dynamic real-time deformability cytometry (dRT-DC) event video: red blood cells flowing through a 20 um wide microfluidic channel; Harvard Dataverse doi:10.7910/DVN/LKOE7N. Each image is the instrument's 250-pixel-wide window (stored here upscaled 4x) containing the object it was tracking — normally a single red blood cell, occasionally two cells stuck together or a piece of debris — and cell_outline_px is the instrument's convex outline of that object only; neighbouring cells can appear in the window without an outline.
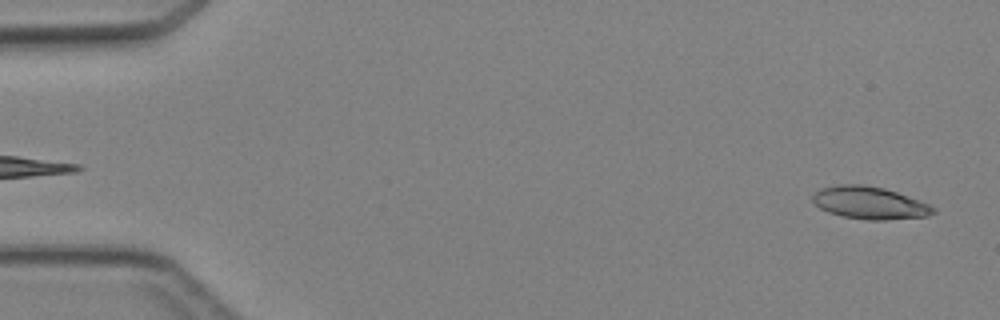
{"species": "Egyptian fruit bat (a non-hibernating species)", "species_latin": "Rousettus aegyptiacus", "temperature_condition": "cold", "stored_images_in_passage": 45, "camera_frame_rate_fps": 3000, "um_per_image_px": 0.085, "animal": {"sex": "female"}, "frame": {"image": 1, "passage_image": 1, "time_ms": 0.0, "image_size_px": [1000, 320], "cell_outline_px": [[936, 212], [928, 216], [884, 220], [868, 220], [840, 216], [828, 212], [820, 208], [812, 200], [812, 196], [820, 188], [840, 184], [864, 184], [884, 188], [920, 200], [936, 208]], "centroid_in_image_um": [73.92, 17.24], "position_along_channel_um": 11.1, "area_um2": 22.89}}
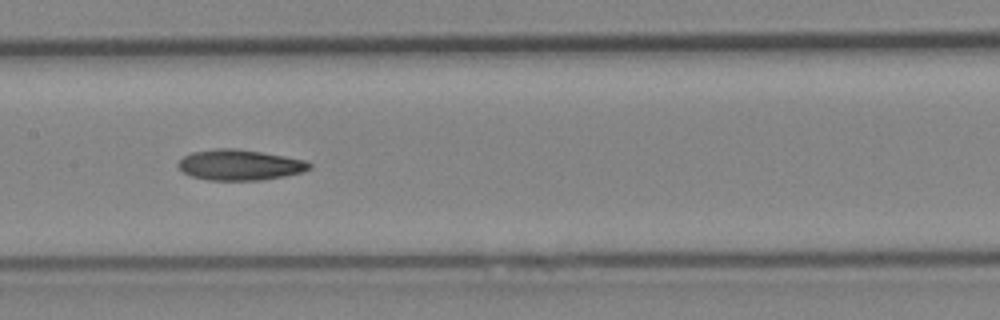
{"frame": {"image": 2, "passage_image": 22, "time_ms": 7.0, "image_size_px": [1000, 320], "cell_outline_px": [[312, 168], [304, 172], [284, 176], [260, 180], [208, 180], [192, 176], [184, 172], [176, 164], [184, 156], [192, 152], [216, 148], [232, 148], [260, 152], [284, 156], [304, 160], [312, 164]], "centroid_in_image_um": [20.39, 14.02], "position_along_channel_um": 187.0, "area_um2": 23.29}}
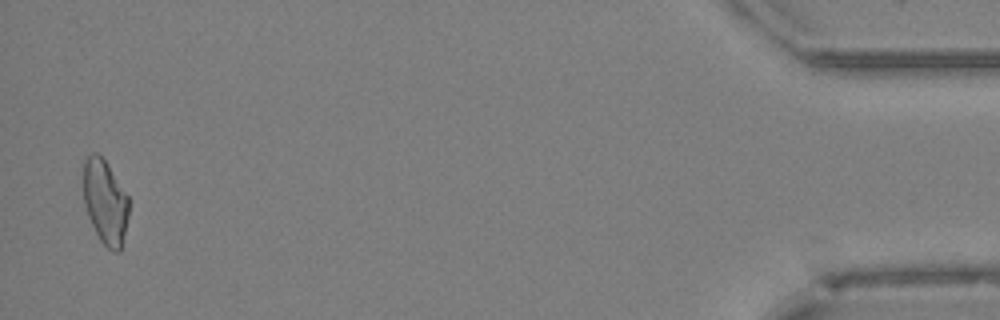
{"frame": {"image": 3, "passage_image": 44, "time_ms": 14.333, "image_size_px": [1000, 320], "cell_outline_px": [[128, 216], [120, 252], [112, 252], [100, 240], [88, 216], [84, 204], [84, 160], [92, 152], [96, 152], [104, 160], [128, 196]], "centroid_in_image_um": [8.93, 17.18], "position_along_channel_um": 426.3, "area_um2": 21.96}}